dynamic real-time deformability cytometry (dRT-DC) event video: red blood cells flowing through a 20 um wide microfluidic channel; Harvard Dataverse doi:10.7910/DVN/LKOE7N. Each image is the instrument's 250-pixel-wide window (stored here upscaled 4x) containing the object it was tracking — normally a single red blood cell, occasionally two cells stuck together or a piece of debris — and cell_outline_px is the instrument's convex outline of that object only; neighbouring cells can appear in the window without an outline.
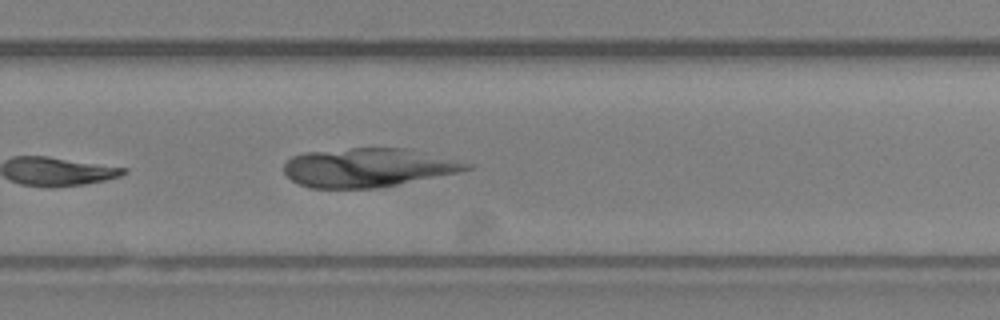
{"species": "Egyptian fruit bat (a non-hibernating species)", "species_latin": "Rousettus aegyptiacus", "temperature_condition": "room temperature", "stored_images_in_passage": 19, "camera_frame_rate_fps": 3000, "um_per_image_px": 0.085, "animal": {"sex": "female"}, "frame": {"image": 1, "passage_image": 19, "time_ms": 6.0, "image_size_px": [1000, 320], "cell_outline_px": [[476, 164], [472, 168], [456, 172], [380, 188], [308, 188], [292, 180], [284, 172], [284, 164], [292, 156], [304, 152], [352, 148], [408, 148]], "centroid_in_image_um": [31.28, 14.24], "position_along_channel_um": 298.5, "area_um2": 41.38}}